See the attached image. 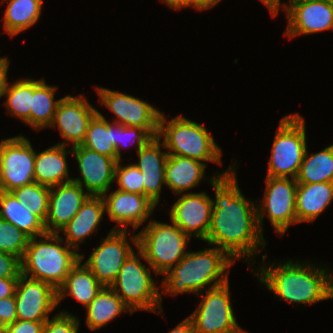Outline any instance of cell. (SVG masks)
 I'll return each instance as SVG.
<instances>
[{
	"mask_svg": "<svg viewBox=\"0 0 333 333\" xmlns=\"http://www.w3.org/2000/svg\"><path fill=\"white\" fill-rule=\"evenodd\" d=\"M236 167L229 166L224 172L209 178L215 189L212 199L211 222L205 242L216 245L234 261L255 256L265 248L256 212V204L247 200L238 186ZM258 252V253H257Z\"/></svg>",
	"mask_w": 333,
	"mask_h": 333,
	"instance_id": "cell-1",
	"label": "cell"
},
{
	"mask_svg": "<svg viewBox=\"0 0 333 333\" xmlns=\"http://www.w3.org/2000/svg\"><path fill=\"white\" fill-rule=\"evenodd\" d=\"M267 265L261 264L255 275L280 300L311 305L333 299V273H328L329 269L289 259L284 264Z\"/></svg>",
	"mask_w": 333,
	"mask_h": 333,
	"instance_id": "cell-2",
	"label": "cell"
},
{
	"mask_svg": "<svg viewBox=\"0 0 333 333\" xmlns=\"http://www.w3.org/2000/svg\"><path fill=\"white\" fill-rule=\"evenodd\" d=\"M234 263L225 251L216 246L197 252L188 251L173 268L163 274L165 278L160 286L162 293L174 296L192 292L203 296L201 292L207 285H211L208 286L211 289L229 281L228 269Z\"/></svg>",
	"mask_w": 333,
	"mask_h": 333,
	"instance_id": "cell-3",
	"label": "cell"
},
{
	"mask_svg": "<svg viewBox=\"0 0 333 333\" xmlns=\"http://www.w3.org/2000/svg\"><path fill=\"white\" fill-rule=\"evenodd\" d=\"M39 237L40 240H37L38 236L29 240L20 260L21 274L47 282L57 290L80 260V254L74 251L59 233H45Z\"/></svg>",
	"mask_w": 333,
	"mask_h": 333,
	"instance_id": "cell-4",
	"label": "cell"
},
{
	"mask_svg": "<svg viewBox=\"0 0 333 333\" xmlns=\"http://www.w3.org/2000/svg\"><path fill=\"white\" fill-rule=\"evenodd\" d=\"M138 255L156 275L173 268L185 255L190 237L175 223L150 220L142 230L130 236Z\"/></svg>",
	"mask_w": 333,
	"mask_h": 333,
	"instance_id": "cell-5",
	"label": "cell"
},
{
	"mask_svg": "<svg viewBox=\"0 0 333 333\" xmlns=\"http://www.w3.org/2000/svg\"><path fill=\"white\" fill-rule=\"evenodd\" d=\"M209 131L201 124L177 115L167 122L161 113L159 119L158 137L163 138V144L168 155L184 156L202 163L213 162L222 164V151Z\"/></svg>",
	"mask_w": 333,
	"mask_h": 333,
	"instance_id": "cell-6",
	"label": "cell"
},
{
	"mask_svg": "<svg viewBox=\"0 0 333 333\" xmlns=\"http://www.w3.org/2000/svg\"><path fill=\"white\" fill-rule=\"evenodd\" d=\"M305 119L298 113L283 117L278 125L271 148L266 176L296 178L306 145Z\"/></svg>",
	"mask_w": 333,
	"mask_h": 333,
	"instance_id": "cell-7",
	"label": "cell"
},
{
	"mask_svg": "<svg viewBox=\"0 0 333 333\" xmlns=\"http://www.w3.org/2000/svg\"><path fill=\"white\" fill-rule=\"evenodd\" d=\"M133 252L123 263L111 288L134 313L145 310L162 313V295L151 276V267H146ZM158 309V311H157Z\"/></svg>",
	"mask_w": 333,
	"mask_h": 333,
	"instance_id": "cell-8",
	"label": "cell"
},
{
	"mask_svg": "<svg viewBox=\"0 0 333 333\" xmlns=\"http://www.w3.org/2000/svg\"><path fill=\"white\" fill-rule=\"evenodd\" d=\"M264 198L256 205L258 225L263 233V219L267 214L279 235H284L291 224L297 223L295 178H274L266 176Z\"/></svg>",
	"mask_w": 333,
	"mask_h": 333,
	"instance_id": "cell-9",
	"label": "cell"
},
{
	"mask_svg": "<svg viewBox=\"0 0 333 333\" xmlns=\"http://www.w3.org/2000/svg\"><path fill=\"white\" fill-rule=\"evenodd\" d=\"M229 290L228 281L206 291L188 317L197 333H237L242 330L233 313Z\"/></svg>",
	"mask_w": 333,
	"mask_h": 333,
	"instance_id": "cell-10",
	"label": "cell"
},
{
	"mask_svg": "<svg viewBox=\"0 0 333 333\" xmlns=\"http://www.w3.org/2000/svg\"><path fill=\"white\" fill-rule=\"evenodd\" d=\"M35 151L23 135L0 142V191L11 192L34 180Z\"/></svg>",
	"mask_w": 333,
	"mask_h": 333,
	"instance_id": "cell-11",
	"label": "cell"
},
{
	"mask_svg": "<svg viewBox=\"0 0 333 333\" xmlns=\"http://www.w3.org/2000/svg\"><path fill=\"white\" fill-rule=\"evenodd\" d=\"M99 100L118 117L114 123L144 129L152 138L158 136L161 112L146 101L123 92L96 87Z\"/></svg>",
	"mask_w": 333,
	"mask_h": 333,
	"instance_id": "cell-12",
	"label": "cell"
},
{
	"mask_svg": "<svg viewBox=\"0 0 333 333\" xmlns=\"http://www.w3.org/2000/svg\"><path fill=\"white\" fill-rule=\"evenodd\" d=\"M127 233V230L111 229L84 263L103 286H111L123 263L134 252Z\"/></svg>",
	"mask_w": 333,
	"mask_h": 333,
	"instance_id": "cell-13",
	"label": "cell"
},
{
	"mask_svg": "<svg viewBox=\"0 0 333 333\" xmlns=\"http://www.w3.org/2000/svg\"><path fill=\"white\" fill-rule=\"evenodd\" d=\"M17 320L45 322L58 306L57 290L49 283L20 274L15 290Z\"/></svg>",
	"mask_w": 333,
	"mask_h": 333,
	"instance_id": "cell-14",
	"label": "cell"
},
{
	"mask_svg": "<svg viewBox=\"0 0 333 333\" xmlns=\"http://www.w3.org/2000/svg\"><path fill=\"white\" fill-rule=\"evenodd\" d=\"M72 153L78 163L81 178H72L92 196H102L107 193L115 181L117 160L92 151L82 145L72 147Z\"/></svg>",
	"mask_w": 333,
	"mask_h": 333,
	"instance_id": "cell-15",
	"label": "cell"
},
{
	"mask_svg": "<svg viewBox=\"0 0 333 333\" xmlns=\"http://www.w3.org/2000/svg\"><path fill=\"white\" fill-rule=\"evenodd\" d=\"M97 113L98 110L82 94L79 97L66 95L61 98L50 126L52 128L58 126L61 136L65 139L57 144L66 146L68 141L72 147L81 145L89 122Z\"/></svg>",
	"mask_w": 333,
	"mask_h": 333,
	"instance_id": "cell-16",
	"label": "cell"
},
{
	"mask_svg": "<svg viewBox=\"0 0 333 333\" xmlns=\"http://www.w3.org/2000/svg\"><path fill=\"white\" fill-rule=\"evenodd\" d=\"M282 6L288 20L284 34L289 39L333 30V0L284 3Z\"/></svg>",
	"mask_w": 333,
	"mask_h": 333,
	"instance_id": "cell-17",
	"label": "cell"
},
{
	"mask_svg": "<svg viewBox=\"0 0 333 333\" xmlns=\"http://www.w3.org/2000/svg\"><path fill=\"white\" fill-rule=\"evenodd\" d=\"M211 213L212 199L206 192H184L172 206L170 221L190 238L204 241L210 227Z\"/></svg>",
	"mask_w": 333,
	"mask_h": 333,
	"instance_id": "cell-18",
	"label": "cell"
},
{
	"mask_svg": "<svg viewBox=\"0 0 333 333\" xmlns=\"http://www.w3.org/2000/svg\"><path fill=\"white\" fill-rule=\"evenodd\" d=\"M102 198L110 220L117 223L113 230H128V225L138 229L156 208L146 196L118 189L103 194Z\"/></svg>",
	"mask_w": 333,
	"mask_h": 333,
	"instance_id": "cell-19",
	"label": "cell"
},
{
	"mask_svg": "<svg viewBox=\"0 0 333 333\" xmlns=\"http://www.w3.org/2000/svg\"><path fill=\"white\" fill-rule=\"evenodd\" d=\"M90 195L77 183L70 181L50 188L47 233H59L79 211Z\"/></svg>",
	"mask_w": 333,
	"mask_h": 333,
	"instance_id": "cell-20",
	"label": "cell"
},
{
	"mask_svg": "<svg viewBox=\"0 0 333 333\" xmlns=\"http://www.w3.org/2000/svg\"><path fill=\"white\" fill-rule=\"evenodd\" d=\"M162 147L165 148L161 138H151L137 151L139 162L135 164L142 172L144 196L156 206L160 202L162 184L166 185L165 167L169 156Z\"/></svg>",
	"mask_w": 333,
	"mask_h": 333,
	"instance_id": "cell-21",
	"label": "cell"
},
{
	"mask_svg": "<svg viewBox=\"0 0 333 333\" xmlns=\"http://www.w3.org/2000/svg\"><path fill=\"white\" fill-rule=\"evenodd\" d=\"M105 212V204L102 196L90 195L72 220L60 231L66 236L65 242L75 249L79 250V244L84 243L86 237L98 230L100 222Z\"/></svg>",
	"mask_w": 333,
	"mask_h": 333,
	"instance_id": "cell-22",
	"label": "cell"
},
{
	"mask_svg": "<svg viewBox=\"0 0 333 333\" xmlns=\"http://www.w3.org/2000/svg\"><path fill=\"white\" fill-rule=\"evenodd\" d=\"M66 146L55 144L46 150L36 153L34 163V180L49 188L72 181L69 176L66 157L72 154Z\"/></svg>",
	"mask_w": 333,
	"mask_h": 333,
	"instance_id": "cell-23",
	"label": "cell"
},
{
	"mask_svg": "<svg viewBox=\"0 0 333 333\" xmlns=\"http://www.w3.org/2000/svg\"><path fill=\"white\" fill-rule=\"evenodd\" d=\"M333 200V182L298 184L296 192L297 223L312 222Z\"/></svg>",
	"mask_w": 333,
	"mask_h": 333,
	"instance_id": "cell-24",
	"label": "cell"
},
{
	"mask_svg": "<svg viewBox=\"0 0 333 333\" xmlns=\"http://www.w3.org/2000/svg\"><path fill=\"white\" fill-rule=\"evenodd\" d=\"M206 164L184 156L169 155L165 167L166 186L175 195L196 187L205 177Z\"/></svg>",
	"mask_w": 333,
	"mask_h": 333,
	"instance_id": "cell-25",
	"label": "cell"
},
{
	"mask_svg": "<svg viewBox=\"0 0 333 333\" xmlns=\"http://www.w3.org/2000/svg\"><path fill=\"white\" fill-rule=\"evenodd\" d=\"M84 256L80 254V260L69 271L65 282L57 289V305L69 295L86 308L103 287L87 266L82 264Z\"/></svg>",
	"mask_w": 333,
	"mask_h": 333,
	"instance_id": "cell-26",
	"label": "cell"
},
{
	"mask_svg": "<svg viewBox=\"0 0 333 333\" xmlns=\"http://www.w3.org/2000/svg\"><path fill=\"white\" fill-rule=\"evenodd\" d=\"M0 218L10 222L30 238L47 233L44 222L11 193L0 191Z\"/></svg>",
	"mask_w": 333,
	"mask_h": 333,
	"instance_id": "cell-27",
	"label": "cell"
},
{
	"mask_svg": "<svg viewBox=\"0 0 333 333\" xmlns=\"http://www.w3.org/2000/svg\"><path fill=\"white\" fill-rule=\"evenodd\" d=\"M86 309L85 323L92 331L106 326L122 312L128 311L133 314L114 290L107 286L101 288Z\"/></svg>",
	"mask_w": 333,
	"mask_h": 333,
	"instance_id": "cell-28",
	"label": "cell"
},
{
	"mask_svg": "<svg viewBox=\"0 0 333 333\" xmlns=\"http://www.w3.org/2000/svg\"><path fill=\"white\" fill-rule=\"evenodd\" d=\"M5 1L9 3L4 10L3 29L11 38L39 20L43 0H2Z\"/></svg>",
	"mask_w": 333,
	"mask_h": 333,
	"instance_id": "cell-29",
	"label": "cell"
},
{
	"mask_svg": "<svg viewBox=\"0 0 333 333\" xmlns=\"http://www.w3.org/2000/svg\"><path fill=\"white\" fill-rule=\"evenodd\" d=\"M56 86L47 85L43 79L33 80L30 109V127L36 131L50 127L60 99L55 100Z\"/></svg>",
	"mask_w": 333,
	"mask_h": 333,
	"instance_id": "cell-30",
	"label": "cell"
},
{
	"mask_svg": "<svg viewBox=\"0 0 333 333\" xmlns=\"http://www.w3.org/2000/svg\"><path fill=\"white\" fill-rule=\"evenodd\" d=\"M306 152L296 180L298 184L333 182V144L308 156Z\"/></svg>",
	"mask_w": 333,
	"mask_h": 333,
	"instance_id": "cell-31",
	"label": "cell"
},
{
	"mask_svg": "<svg viewBox=\"0 0 333 333\" xmlns=\"http://www.w3.org/2000/svg\"><path fill=\"white\" fill-rule=\"evenodd\" d=\"M82 146L116 159V123L98 113L89 122Z\"/></svg>",
	"mask_w": 333,
	"mask_h": 333,
	"instance_id": "cell-32",
	"label": "cell"
},
{
	"mask_svg": "<svg viewBox=\"0 0 333 333\" xmlns=\"http://www.w3.org/2000/svg\"><path fill=\"white\" fill-rule=\"evenodd\" d=\"M3 96L7 98L4 103L8 113L30 125L33 78L17 80L10 85L7 83Z\"/></svg>",
	"mask_w": 333,
	"mask_h": 333,
	"instance_id": "cell-33",
	"label": "cell"
},
{
	"mask_svg": "<svg viewBox=\"0 0 333 333\" xmlns=\"http://www.w3.org/2000/svg\"><path fill=\"white\" fill-rule=\"evenodd\" d=\"M11 193L29 212L37 215L44 223L48 215L50 188L33 182L18 187Z\"/></svg>",
	"mask_w": 333,
	"mask_h": 333,
	"instance_id": "cell-34",
	"label": "cell"
},
{
	"mask_svg": "<svg viewBox=\"0 0 333 333\" xmlns=\"http://www.w3.org/2000/svg\"><path fill=\"white\" fill-rule=\"evenodd\" d=\"M30 237L17 227L0 218V251L15 255L20 260L28 246Z\"/></svg>",
	"mask_w": 333,
	"mask_h": 333,
	"instance_id": "cell-35",
	"label": "cell"
},
{
	"mask_svg": "<svg viewBox=\"0 0 333 333\" xmlns=\"http://www.w3.org/2000/svg\"><path fill=\"white\" fill-rule=\"evenodd\" d=\"M122 159L119 160L115 167L114 180H117L118 190L144 195V186L142 172L134 164L122 166Z\"/></svg>",
	"mask_w": 333,
	"mask_h": 333,
	"instance_id": "cell-36",
	"label": "cell"
},
{
	"mask_svg": "<svg viewBox=\"0 0 333 333\" xmlns=\"http://www.w3.org/2000/svg\"><path fill=\"white\" fill-rule=\"evenodd\" d=\"M152 137L142 128L122 126L116 123V160H121L120 149L126 148L132 143H137V151L142 148ZM128 144V146H127Z\"/></svg>",
	"mask_w": 333,
	"mask_h": 333,
	"instance_id": "cell-37",
	"label": "cell"
},
{
	"mask_svg": "<svg viewBox=\"0 0 333 333\" xmlns=\"http://www.w3.org/2000/svg\"><path fill=\"white\" fill-rule=\"evenodd\" d=\"M80 320L68 311L57 312L45 321L43 333H78Z\"/></svg>",
	"mask_w": 333,
	"mask_h": 333,
	"instance_id": "cell-38",
	"label": "cell"
},
{
	"mask_svg": "<svg viewBox=\"0 0 333 333\" xmlns=\"http://www.w3.org/2000/svg\"><path fill=\"white\" fill-rule=\"evenodd\" d=\"M21 261L15 255L0 251V278H19Z\"/></svg>",
	"mask_w": 333,
	"mask_h": 333,
	"instance_id": "cell-39",
	"label": "cell"
},
{
	"mask_svg": "<svg viewBox=\"0 0 333 333\" xmlns=\"http://www.w3.org/2000/svg\"><path fill=\"white\" fill-rule=\"evenodd\" d=\"M45 322L16 320L5 326L0 333H43Z\"/></svg>",
	"mask_w": 333,
	"mask_h": 333,
	"instance_id": "cell-40",
	"label": "cell"
},
{
	"mask_svg": "<svg viewBox=\"0 0 333 333\" xmlns=\"http://www.w3.org/2000/svg\"><path fill=\"white\" fill-rule=\"evenodd\" d=\"M17 320L15 297L0 299V331Z\"/></svg>",
	"mask_w": 333,
	"mask_h": 333,
	"instance_id": "cell-41",
	"label": "cell"
},
{
	"mask_svg": "<svg viewBox=\"0 0 333 333\" xmlns=\"http://www.w3.org/2000/svg\"><path fill=\"white\" fill-rule=\"evenodd\" d=\"M19 278H0V299L15 295Z\"/></svg>",
	"mask_w": 333,
	"mask_h": 333,
	"instance_id": "cell-42",
	"label": "cell"
},
{
	"mask_svg": "<svg viewBox=\"0 0 333 333\" xmlns=\"http://www.w3.org/2000/svg\"><path fill=\"white\" fill-rule=\"evenodd\" d=\"M165 2V4L168 5L169 8L178 10L183 9L185 7H190L195 8L198 10V0H161Z\"/></svg>",
	"mask_w": 333,
	"mask_h": 333,
	"instance_id": "cell-43",
	"label": "cell"
},
{
	"mask_svg": "<svg viewBox=\"0 0 333 333\" xmlns=\"http://www.w3.org/2000/svg\"><path fill=\"white\" fill-rule=\"evenodd\" d=\"M9 68L8 58H0V98L3 97L7 85V73Z\"/></svg>",
	"mask_w": 333,
	"mask_h": 333,
	"instance_id": "cell-44",
	"label": "cell"
},
{
	"mask_svg": "<svg viewBox=\"0 0 333 333\" xmlns=\"http://www.w3.org/2000/svg\"><path fill=\"white\" fill-rule=\"evenodd\" d=\"M168 333H197L192 321L187 317Z\"/></svg>",
	"mask_w": 333,
	"mask_h": 333,
	"instance_id": "cell-45",
	"label": "cell"
},
{
	"mask_svg": "<svg viewBox=\"0 0 333 333\" xmlns=\"http://www.w3.org/2000/svg\"><path fill=\"white\" fill-rule=\"evenodd\" d=\"M265 6H267L268 10L270 11L271 15L275 17L278 15L280 6H281V0H260Z\"/></svg>",
	"mask_w": 333,
	"mask_h": 333,
	"instance_id": "cell-46",
	"label": "cell"
},
{
	"mask_svg": "<svg viewBox=\"0 0 333 333\" xmlns=\"http://www.w3.org/2000/svg\"><path fill=\"white\" fill-rule=\"evenodd\" d=\"M221 0H198V10H207L210 9L212 7H214L215 5H218V3Z\"/></svg>",
	"mask_w": 333,
	"mask_h": 333,
	"instance_id": "cell-47",
	"label": "cell"
},
{
	"mask_svg": "<svg viewBox=\"0 0 333 333\" xmlns=\"http://www.w3.org/2000/svg\"><path fill=\"white\" fill-rule=\"evenodd\" d=\"M308 1H316V0H290L288 3H300V2H308Z\"/></svg>",
	"mask_w": 333,
	"mask_h": 333,
	"instance_id": "cell-48",
	"label": "cell"
},
{
	"mask_svg": "<svg viewBox=\"0 0 333 333\" xmlns=\"http://www.w3.org/2000/svg\"><path fill=\"white\" fill-rule=\"evenodd\" d=\"M237 333H248V331H244L243 329Z\"/></svg>",
	"mask_w": 333,
	"mask_h": 333,
	"instance_id": "cell-49",
	"label": "cell"
}]
</instances>
